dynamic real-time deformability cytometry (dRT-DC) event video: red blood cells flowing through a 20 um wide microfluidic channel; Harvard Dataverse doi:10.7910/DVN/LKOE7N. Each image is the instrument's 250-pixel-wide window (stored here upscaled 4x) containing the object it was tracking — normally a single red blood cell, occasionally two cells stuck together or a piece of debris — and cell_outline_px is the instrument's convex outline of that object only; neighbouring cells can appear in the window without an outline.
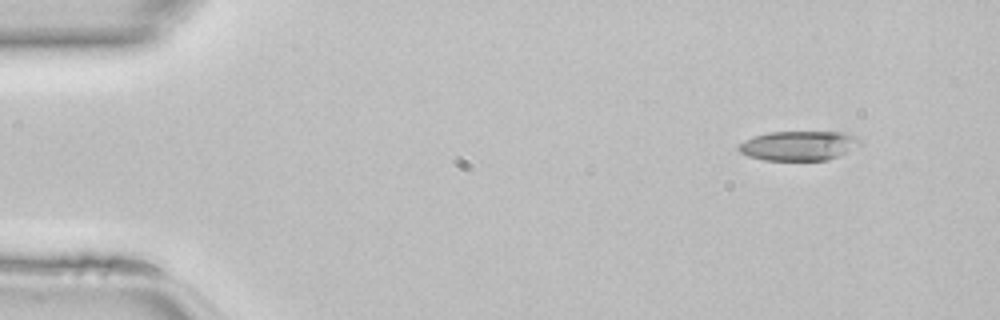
{"species": "common noctule bat (a hibernating species)", "species_latin": "Nyctalus noctula", "temperature_condition": "room temperature", "stored_images_in_passage": 43, "camera_frame_rate_fps": 3000, "um_per_image_px": 0.085, "animal": {"sex": "female", "body_mass_g": 22.7, "forearm_length_mm": 54.2}, "frame": {"image": 1, "passage_image": 1, "time_ms": 0.0, "image_size_px": [1000, 320], "cell_outline_px": [[860, 144], [828, 160], [764, 160], [748, 156], [740, 152], [736, 148], [744, 140], [752, 136], [768, 132], [848, 132], [856, 136], [860, 140]], "centroid_in_image_um": [67.84, 12.37], "position_along_channel_um": 17.2, "area_um2": 20.81}}
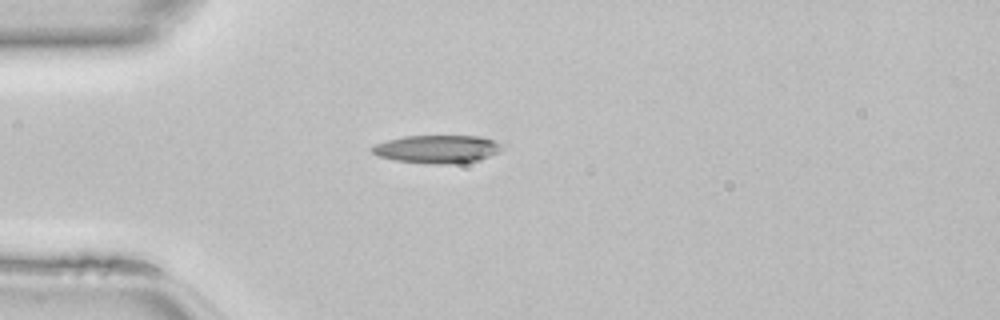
{"frame": {"image": 2, "passage_image": 9, "time_ms": 2.667, "image_size_px": [1000, 320], "cell_outline_px": [[504, 148], [500, 152], [480, 160], [448, 164], [428, 164], [396, 160], [380, 156], [372, 152], [368, 148], [376, 144], [388, 140], [404, 136], [480, 136], [492, 140], [500, 144]], "centroid_in_image_um": [37.18, 12.67], "position_along_channel_um": 47.8, "area_um2": 21.21}}
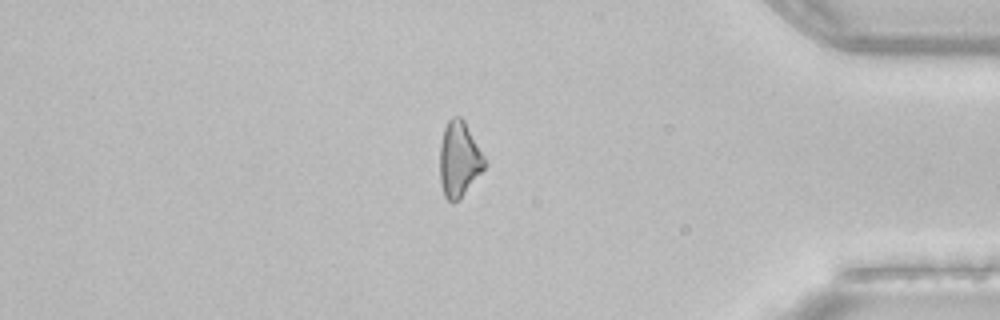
{"frame": {"image": 3, "passage_image": 36, "time_ms": 11.667, "image_size_px": [1000, 320], "cell_outline_px": [[488, 164], [464, 192], [452, 204], [444, 196], [440, 180], [440, 144], [444, 128], [448, 120], [452, 116], [460, 116], [464, 120], [484, 156]], "centroid_in_image_um": [39.01, 13.5], "position_along_channel_um": 396.2, "area_um2": 19.42}}